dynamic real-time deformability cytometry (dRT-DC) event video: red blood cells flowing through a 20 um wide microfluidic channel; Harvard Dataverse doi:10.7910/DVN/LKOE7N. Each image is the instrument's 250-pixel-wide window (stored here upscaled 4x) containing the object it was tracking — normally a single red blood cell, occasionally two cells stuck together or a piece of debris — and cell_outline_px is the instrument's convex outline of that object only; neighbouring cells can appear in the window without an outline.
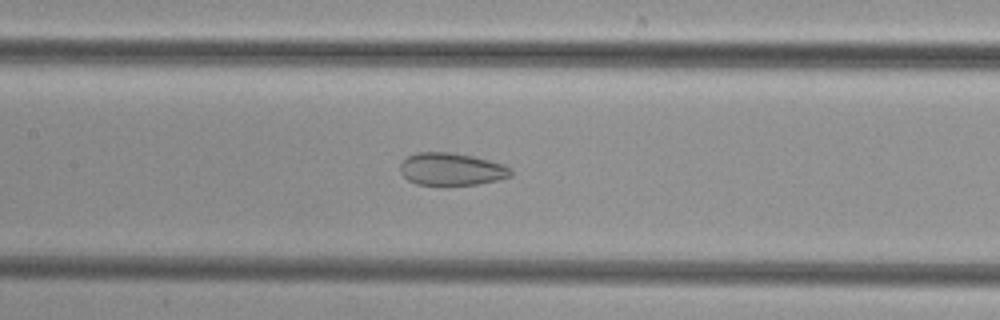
{"species": "common noctule bat (a hibernating species)", "species_latin": "Nyctalus noctula", "temperature_condition": "cold", "stored_images_in_passage": 51, "camera_frame_rate_fps": 3000, "um_per_image_px": 0.085, "animal": {"sex": "female", "body_mass_g": 29.2, "forearm_length_mm": 56.3}, "frame": {"image": 1, "passage_image": 24, "time_ms": 7.667, "image_size_px": [1000, 320], "cell_outline_px": [[512, 176], [496, 180], [476, 184], [416, 184], [408, 180], [400, 172], [400, 164], [408, 156], [416, 152], [452, 152], [472, 156], [504, 164], [512, 168]], "centroid_in_image_um": [38.38, 14.36], "position_along_channel_um": 169.0, "area_um2": 20.81}}
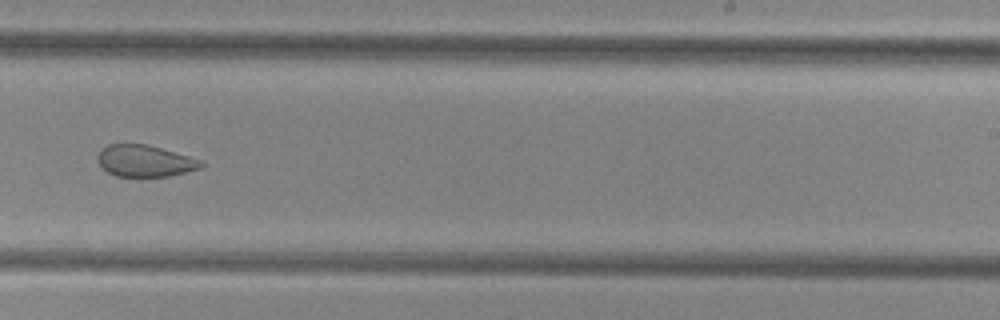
{"frame": {"image": 2, "passage_image": 32, "time_ms": 10.333, "image_size_px": [1000, 320], "cell_outline_px": [[204, 164], [200, 168], [168, 176], [116, 176], [108, 172], [100, 164], [100, 152], [108, 144], [148, 144], [204, 160]], "centroid_in_image_um": [12.39, 13.67], "position_along_channel_um": 276.6, "area_um2": 18.79}}
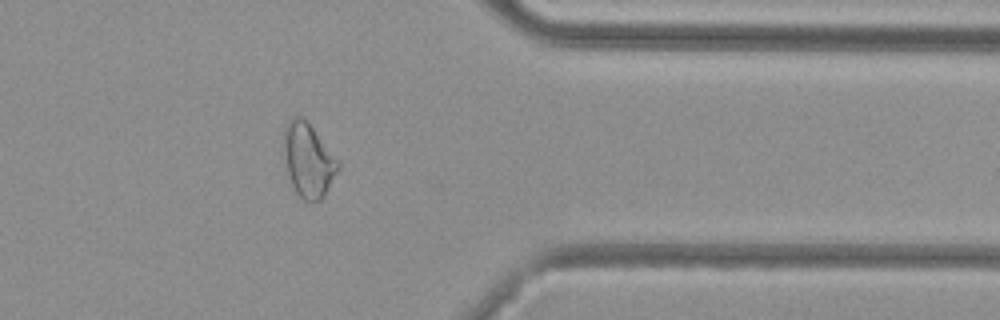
{"frame": {"image": 3, "passage_image": 41, "time_ms": 13.333, "image_size_px": [1000, 320], "cell_outline_px": [[340, 168], [324, 196], [320, 200], [304, 200], [296, 192], [288, 176], [284, 152], [284, 128], [288, 120], [292, 116], [300, 116], [312, 128], [340, 164]], "centroid_in_image_um": [26.19, 13.63], "position_along_channel_um": 385.2, "area_um2": 22.77}}